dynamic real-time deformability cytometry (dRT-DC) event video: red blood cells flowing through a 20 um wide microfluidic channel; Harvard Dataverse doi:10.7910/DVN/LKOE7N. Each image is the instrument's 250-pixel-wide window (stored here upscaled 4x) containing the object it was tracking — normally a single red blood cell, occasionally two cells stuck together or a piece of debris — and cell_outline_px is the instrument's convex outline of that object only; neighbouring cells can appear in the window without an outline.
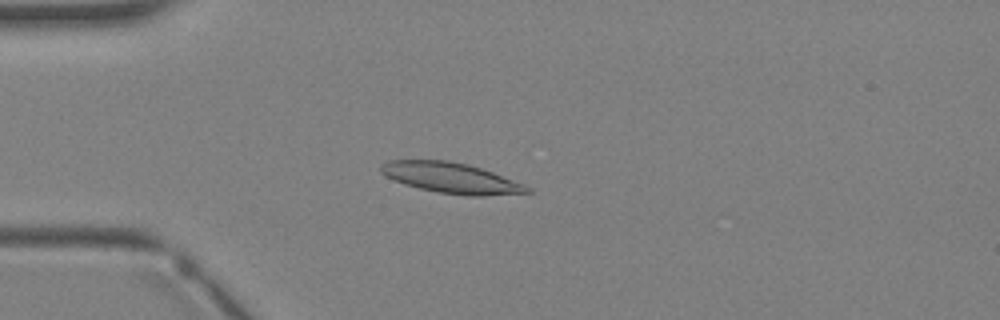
{"species": "Egyptian fruit bat (a non-hibernating species)", "species_latin": "Rousettus aegyptiacus", "temperature_condition": "warm", "stored_images_in_passage": 2, "camera_frame_rate_fps": 3000, "um_per_image_px": 0.085, "animal": {"sex": "female"}, "frame": {"image": 1, "passage_image": 2, "time_ms": 1.0, "image_size_px": [1000, 320], "cell_outline_px": [[532, 192], [480, 196], [468, 196], [440, 192], [420, 188], [404, 184], [380, 172], [380, 164], [388, 160], [448, 160], [468, 164], [492, 172], [524, 184], [532, 188]], "centroid_in_image_um": [38.35, 15.11], "position_along_channel_um": 46.6, "area_um2": 25.78}}